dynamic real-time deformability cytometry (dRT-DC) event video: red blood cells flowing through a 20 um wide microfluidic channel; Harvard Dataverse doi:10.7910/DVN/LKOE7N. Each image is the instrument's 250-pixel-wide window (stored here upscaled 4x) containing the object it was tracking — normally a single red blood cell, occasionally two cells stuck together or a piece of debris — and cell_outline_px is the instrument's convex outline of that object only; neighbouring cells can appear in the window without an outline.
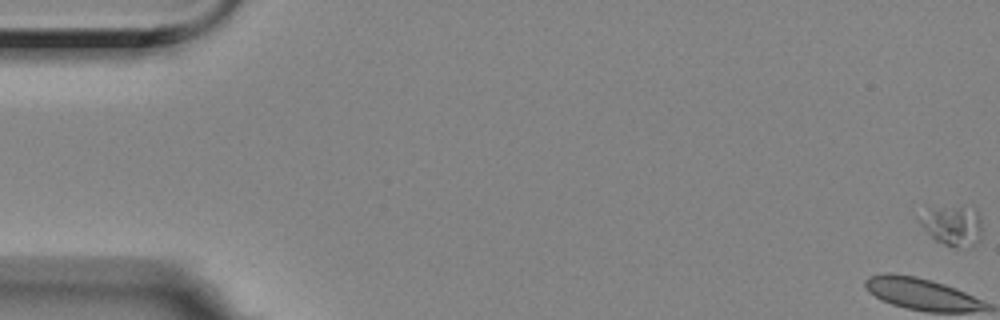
{"species": "Egyptian fruit bat (a non-hibernating species)", "species_latin": "Rousettus aegyptiacus", "temperature_condition": "room temperature", "stored_images_in_passage": 59, "camera_frame_rate_fps": 3000, "um_per_image_px": 0.085, "animal": {"sex": "female"}, "frame": {"image": 1, "passage_image": 1, "time_ms": 0.0, "image_size_px": [1000, 320], "cell_outline_px": [[980, 236], [972, 244], [956, 248], [952, 248], [936, 240], [920, 224], [920, 220], [932, 212], [940, 208], [960, 208], [976, 212], [980, 216]], "centroid_in_image_um": [81.01, 19.25], "position_along_channel_um": 4.0, "area_um2": 13.12}}